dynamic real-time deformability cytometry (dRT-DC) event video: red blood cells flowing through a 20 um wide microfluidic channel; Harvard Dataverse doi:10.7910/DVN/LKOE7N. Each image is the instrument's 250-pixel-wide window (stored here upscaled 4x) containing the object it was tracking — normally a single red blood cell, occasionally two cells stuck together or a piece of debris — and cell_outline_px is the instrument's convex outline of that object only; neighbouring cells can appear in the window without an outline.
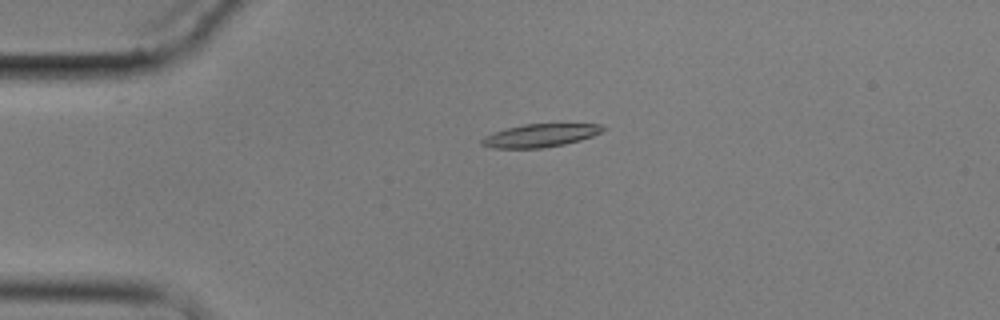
{"species": "common noctule bat (a hibernating species)", "species_latin": "Nyctalus noctula", "temperature_condition": "cold", "stored_images_in_passage": 5, "camera_frame_rate_fps": 3000, "um_per_image_px": 0.085, "animal": {"sex": "male", "body_mass_g": 17.9}, "frame": {"image": 1, "passage_image": 4, "time_ms": 3.667, "image_size_px": [1000, 320], "cell_outline_px": [[608, 128], [592, 136], [580, 140], [564, 144], [540, 148], [496, 148], [480, 144], [480, 140], [484, 136], [492, 132], [524, 124], [600, 124]], "centroid_in_image_um": [45.91, 11.51], "position_along_channel_um": 39.1, "area_um2": 16.18}}